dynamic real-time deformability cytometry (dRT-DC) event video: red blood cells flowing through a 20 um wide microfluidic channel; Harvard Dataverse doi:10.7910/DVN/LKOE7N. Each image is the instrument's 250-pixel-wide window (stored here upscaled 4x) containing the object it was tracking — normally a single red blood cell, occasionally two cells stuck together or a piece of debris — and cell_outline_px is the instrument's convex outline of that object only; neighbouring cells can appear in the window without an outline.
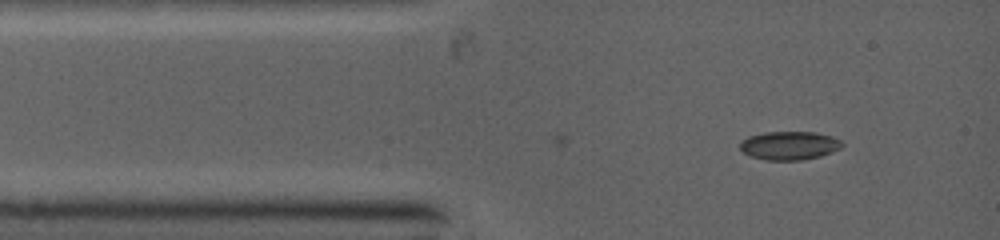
{"species": "common noctule bat (a hibernating species)", "species_latin": "Nyctalus noctula", "temperature_condition": "warm", "stored_images_in_passage": 6, "camera_frame_rate_fps": 5000, "um_per_image_px": 0.085, "animal": {"sex": "female", "body_mass_g": 19.0, "forearm_length_mm": 53.3}, "frame": {"image": 1, "passage_image": 6, "time_ms": 1.6, "image_size_px": [1000, 240], "cell_outline_px": [[844, 144], [840, 148], [832, 152], [820, 156], [800, 160], [764, 160], [752, 156], [744, 152], [740, 148], [740, 140], [748, 136], [764, 132], [816, 132], [832, 136], [840, 140]], "centroid_in_image_um": [67.09, 12.36], "position_along_channel_um": 17.9, "area_um2": 16.99}}